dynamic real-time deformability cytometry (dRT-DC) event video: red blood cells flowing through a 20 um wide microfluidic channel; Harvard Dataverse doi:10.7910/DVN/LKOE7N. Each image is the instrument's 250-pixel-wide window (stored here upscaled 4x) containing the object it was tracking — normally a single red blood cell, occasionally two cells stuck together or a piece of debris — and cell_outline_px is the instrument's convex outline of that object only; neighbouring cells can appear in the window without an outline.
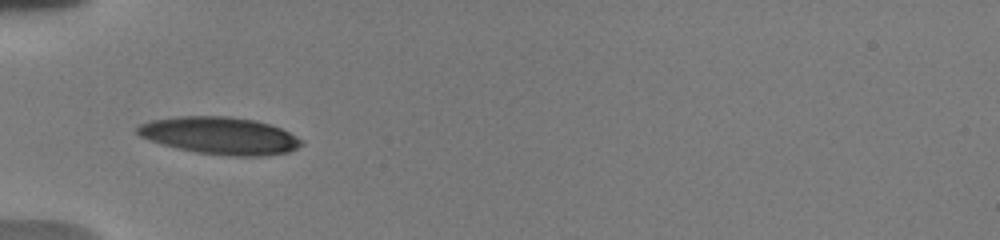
{"species": "human", "species_latin": "Homo sapiens", "temperature_condition": "warm", "stored_images_in_passage": 27, "camera_frame_rate_fps": 3000, "um_per_image_px": 0.085, "donor": {"sex": "male"}, "frame": {"image": 1, "passage_image": 15, "time_ms": 6.667, "image_size_px": [1000, 240], "cell_outline_px": [[304, 144], [288, 152], [268, 156], [228, 156], [196, 152], [148, 140], [140, 136], [136, 132], [136, 128], [140, 124], [152, 120], [176, 116], [228, 116], [256, 120], [272, 124], [304, 140]], "centroid_in_image_um": [18.73, 11.52], "position_along_channel_um": 66.3, "area_um2": 35.78}}
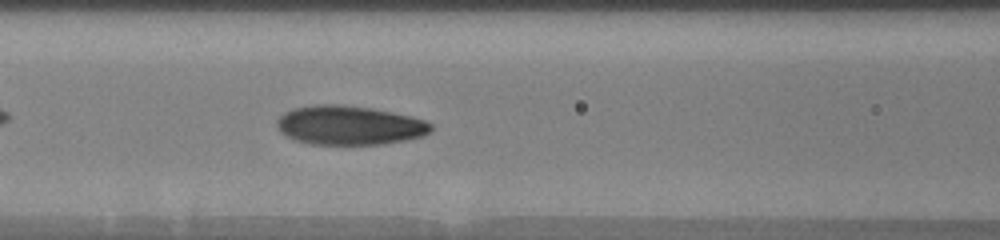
{"frame": {"image": 2, "passage_image": 19, "time_ms": 8.667, "image_size_px": [1000, 240], "cell_outline_px": [[432, 132], [424, 136], [384, 144], [308, 144], [284, 136], [280, 132], [276, 124], [276, 120], [284, 112], [292, 108], [316, 104], [340, 104], [372, 108], [412, 116], [424, 120], [432, 124]], "centroid_in_image_um": [29.68, 10.64], "position_along_channel_um": 136.9, "area_um2": 35.49}}
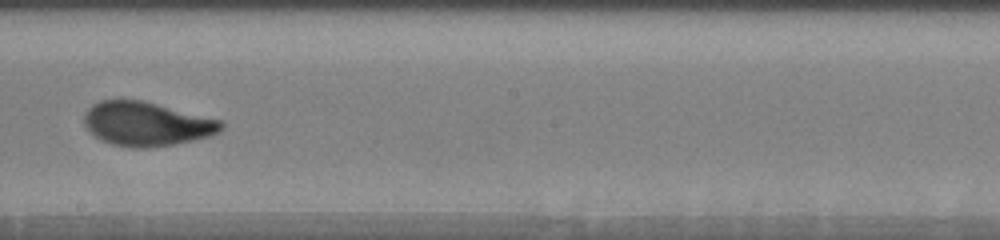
{"frame": {"image": 3, "passage_image": 25, "time_ms": 11.333, "image_size_px": [1000, 240], "cell_outline_px": [[224, 128], [220, 132], [212, 136], [172, 144], [144, 148], [132, 148], [112, 144], [100, 140], [84, 124], [84, 112], [92, 104], [100, 100], [144, 100], [224, 120]], "centroid_in_image_um": [12.5, 10.52], "position_along_channel_um": 235.7, "area_um2": 35.49}}